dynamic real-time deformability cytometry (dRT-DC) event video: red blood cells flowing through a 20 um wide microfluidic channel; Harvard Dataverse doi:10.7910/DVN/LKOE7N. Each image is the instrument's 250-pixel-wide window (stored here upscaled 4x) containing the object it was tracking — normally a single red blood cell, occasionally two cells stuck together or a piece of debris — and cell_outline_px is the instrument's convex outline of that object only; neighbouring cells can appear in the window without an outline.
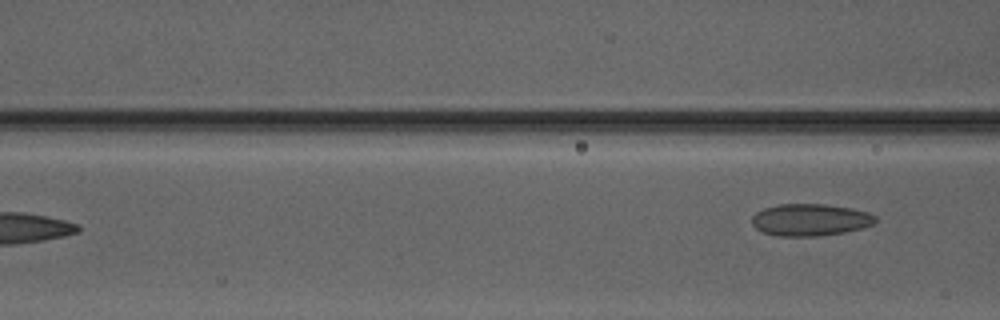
{"species": "Egyptian fruit bat (a non-hibernating species)", "species_latin": "Rousettus aegyptiacus", "temperature_condition": "warm", "stored_images_in_passage": 4, "camera_frame_rate_fps": 3000, "um_per_image_px": 0.085, "animal": {"sex": "male"}, "frame": {"image": 1, "passage_image": 4, "time_ms": 3.667, "image_size_px": [1000, 320], "cell_outline_px": [[876, 224], [844, 232], [820, 236], [776, 236], [764, 232], [756, 228], [752, 224], [752, 216], [756, 212], [764, 208], [780, 204], [824, 204], [852, 208], [868, 212], [876, 216]], "centroid_in_image_um": [68.88, 18.68], "position_along_channel_um": 97.7, "area_um2": 23.12}}